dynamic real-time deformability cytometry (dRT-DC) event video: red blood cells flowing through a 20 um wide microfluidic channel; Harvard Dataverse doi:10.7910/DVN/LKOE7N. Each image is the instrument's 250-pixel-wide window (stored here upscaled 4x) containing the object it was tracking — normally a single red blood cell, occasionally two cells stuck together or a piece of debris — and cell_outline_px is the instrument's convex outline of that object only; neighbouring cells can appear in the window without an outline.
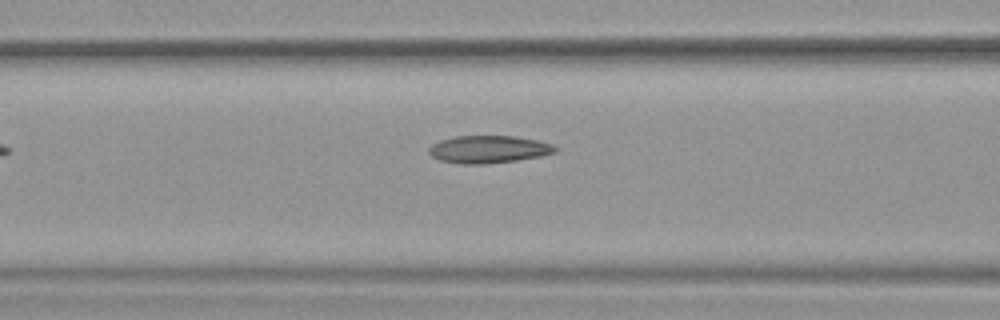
{"species": "common noctule bat (a hibernating species)", "species_latin": "Nyctalus noctula", "temperature_condition": "warm", "stored_images_in_passage": 8, "camera_frame_rate_fps": 3000, "um_per_image_px": 0.085, "animal": {"sex": "female", "body_mass_g": 19.9}, "frame": {"image": 1, "passage_image": 6, "time_ms": 1.667, "image_size_px": [1000, 320], "cell_outline_px": [[560, 148], [556, 152], [540, 156], [516, 160], [484, 164], [464, 164], [440, 160], [432, 156], [428, 152], [428, 148], [432, 144], [440, 140], [456, 136], [516, 136], [536, 140], [552, 144]], "centroid_in_image_um": [41.54, 12.69], "position_along_channel_um": 125.1, "area_um2": 20.23}}